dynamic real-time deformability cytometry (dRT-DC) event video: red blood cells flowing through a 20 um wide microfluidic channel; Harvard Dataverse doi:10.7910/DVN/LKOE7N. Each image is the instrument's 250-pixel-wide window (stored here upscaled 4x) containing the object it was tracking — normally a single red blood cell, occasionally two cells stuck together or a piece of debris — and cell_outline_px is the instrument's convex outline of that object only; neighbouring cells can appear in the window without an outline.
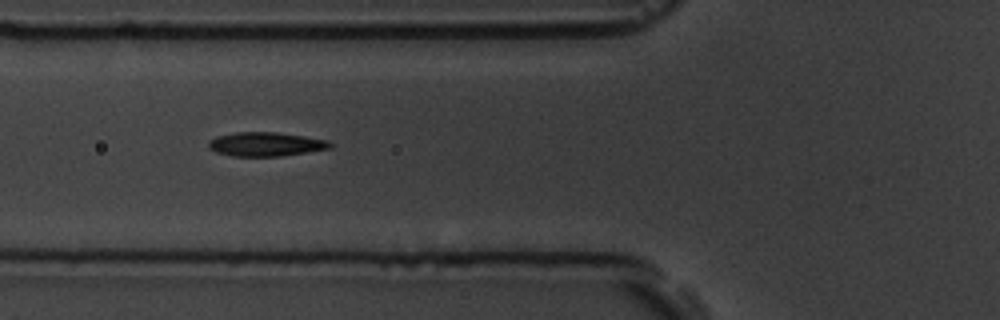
{"species": "common noctule bat (a hibernating species)", "species_latin": "Nyctalus noctula", "temperature_condition": "room temperature", "stored_images_in_passage": 7, "camera_frame_rate_fps": 3000, "um_per_image_px": 0.085, "animal": {"sex": "male", "body_mass_g": 19.5, "forearm_length_mm": 54.6}, "frame": {"image": 1, "passage_image": 2, "time_ms": 1.0, "image_size_px": [1000, 320], "cell_outline_px": [[332, 148], [280, 156], [232, 156], [216, 152], [208, 148], [208, 144], [216, 136], [236, 132], [276, 132], [304, 136], [328, 140], [332, 144]], "centroid_in_image_um": [22.59, 12.25], "position_along_channel_um": 103.2, "area_um2": 16.94}}
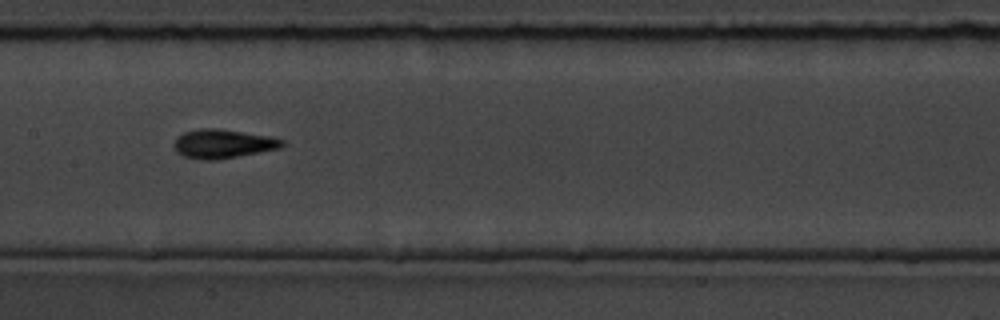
{"frame": {"image": 2, "passage_image": 4, "time_ms": 3.333, "image_size_px": [1000, 320], "cell_outline_px": [[284, 144], [280, 148], [216, 160], [200, 160], [184, 156], [176, 152], [172, 144], [176, 136], [184, 132], [200, 128], [216, 128], [268, 136], [284, 140]], "centroid_in_image_um": [18.88, 12.22], "position_along_channel_um": 188.5, "area_um2": 18.21}}
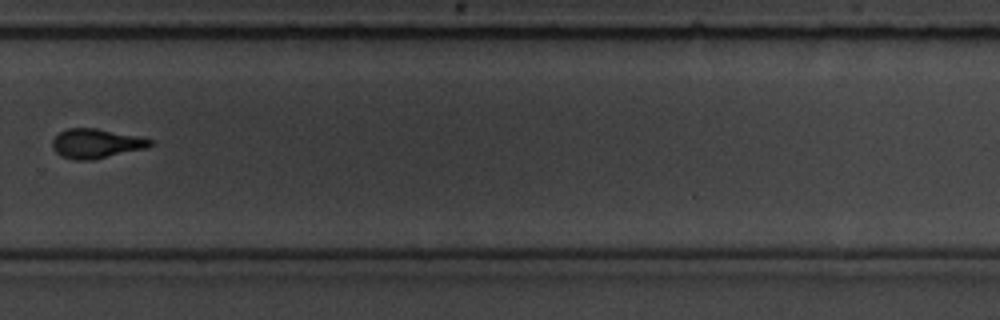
{"frame": {"image": 3, "passage_image": 7, "time_ms": 7.0, "image_size_px": [1000, 320], "cell_outline_px": [[156, 144], [148, 148], [92, 160], [76, 160], [60, 156], [52, 148], [52, 140], [60, 132], [68, 128], [96, 128], [156, 140]], "centroid_in_image_um": [8.21, 12.21], "position_along_channel_um": 321.6, "area_um2": 16.94}}